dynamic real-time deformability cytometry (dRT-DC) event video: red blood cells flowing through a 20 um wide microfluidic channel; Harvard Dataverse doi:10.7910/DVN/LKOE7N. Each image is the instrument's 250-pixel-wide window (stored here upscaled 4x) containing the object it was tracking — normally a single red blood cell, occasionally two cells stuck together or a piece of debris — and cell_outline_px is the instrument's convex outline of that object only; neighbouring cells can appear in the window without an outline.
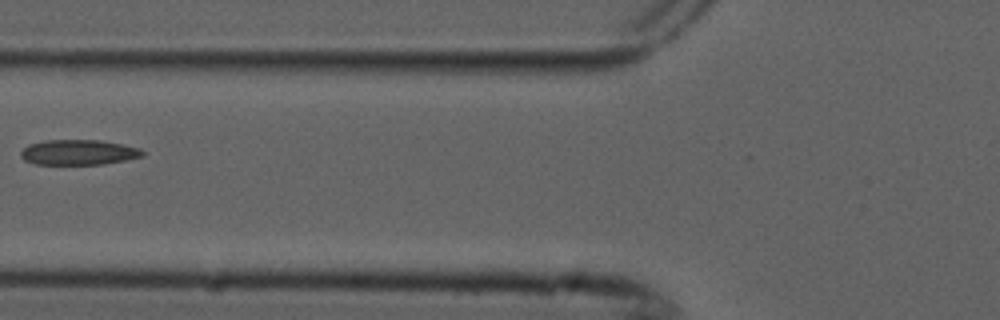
{"species": "common noctule bat (a hibernating species)", "species_latin": "Nyctalus noctula", "temperature_condition": "cold", "stored_images_in_passage": 6, "camera_frame_rate_fps": 3000, "um_per_image_px": 0.085, "animal": {"sex": "male", "forearm_length_mm": 52.5}, "frame": {"image": 1, "passage_image": 6, "time_ms": 1.667, "image_size_px": [1000, 320], "cell_outline_px": [[144, 156], [104, 164], [36, 164], [24, 160], [20, 156], [20, 152], [28, 144], [44, 140], [100, 140], [140, 148], [144, 152]], "centroid_in_image_um": [6.65, 12.94], "position_along_channel_um": 119.1, "area_um2": 17.86}}